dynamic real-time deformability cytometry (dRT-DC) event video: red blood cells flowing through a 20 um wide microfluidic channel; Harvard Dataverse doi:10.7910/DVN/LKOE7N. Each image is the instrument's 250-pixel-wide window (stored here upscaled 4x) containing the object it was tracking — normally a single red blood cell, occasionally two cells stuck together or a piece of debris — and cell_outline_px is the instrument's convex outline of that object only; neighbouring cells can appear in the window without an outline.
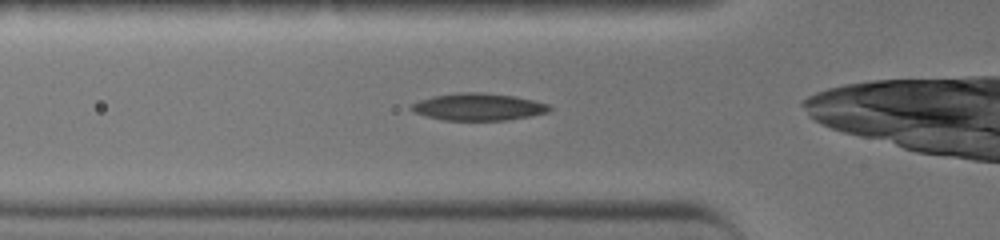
{"species": "common noctule bat (a hibernating species)", "species_latin": "Nyctalus noctula", "temperature_condition": "warm", "stored_images_in_passage": 28, "camera_frame_rate_fps": 3000, "um_per_image_px": 0.085, "animal": {"sex": "female", "body_mass_g": 19.0, "forearm_length_mm": 51.5}, "frame": {"image": 1, "passage_image": 4, "time_ms": 1.0, "image_size_px": [1000, 240], "cell_outline_px": [[552, 108], [548, 112], [508, 120], [444, 120], [412, 112], [408, 108], [412, 104], [420, 100], [432, 96], [456, 92], [480, 92], [516, 96], [548, 104]], "centroid_in_image_um": [40.63, 9.07], "position_along_channel_um": 85.2, "area_um2": 21.85}}
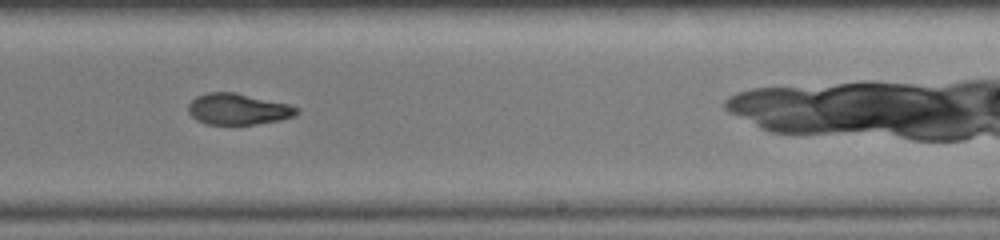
{"frame": {"image": 2, "passage_image": 16, "time_ms": 5.0, "image_size_px": [1000, 240], "cell_outline_px": [[300, 112], [296, 116], [280, 120], [256, 124], [204, 124], [196, 120], [188, 112], [188, 104], [196, 96], [208, 92], [236, 92], [288, 104], [300, 108]], "centroid_in_image_um": [20.24, 9.27], "position_along_channel_um": 268.8, "area_um2": 19.88}}
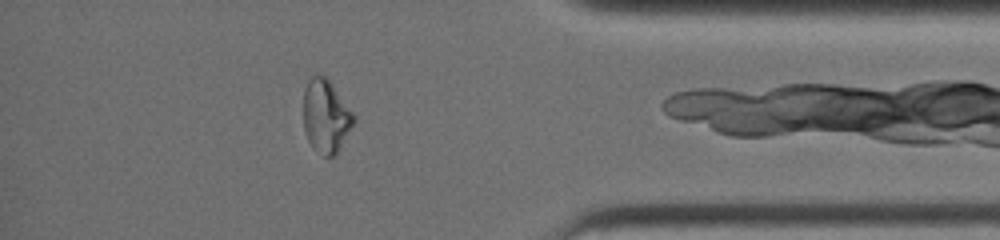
{"frame": {"image": 3, "passage_image": 26, "time_ms": 8.333, "image_size_px": [1000, 240], "cell_outline_px": [[356, 120], [340, 148], [332, 156], [324, 156], [312, 148], [308, 140], [304, 128], [304, 88], [308, 80], [316, 72], [324, 76], [332, 84], [356, 116]], "centroid_in_image_um": [27.7, 9.86], "position_along_channel_um": 407.5, "area_um2": 21.44}, "authors_computed_cell_mechanics": {"area_um2": 21.2415, "velocity_mm_per_s": 4.6117, "shape_relaxation_time_tau1_ms": null, "shape_relaxation_time_tau2_ms": 2.803, "deformation_change_tau1": null, "deformation_change_tau2": 0.0735}}